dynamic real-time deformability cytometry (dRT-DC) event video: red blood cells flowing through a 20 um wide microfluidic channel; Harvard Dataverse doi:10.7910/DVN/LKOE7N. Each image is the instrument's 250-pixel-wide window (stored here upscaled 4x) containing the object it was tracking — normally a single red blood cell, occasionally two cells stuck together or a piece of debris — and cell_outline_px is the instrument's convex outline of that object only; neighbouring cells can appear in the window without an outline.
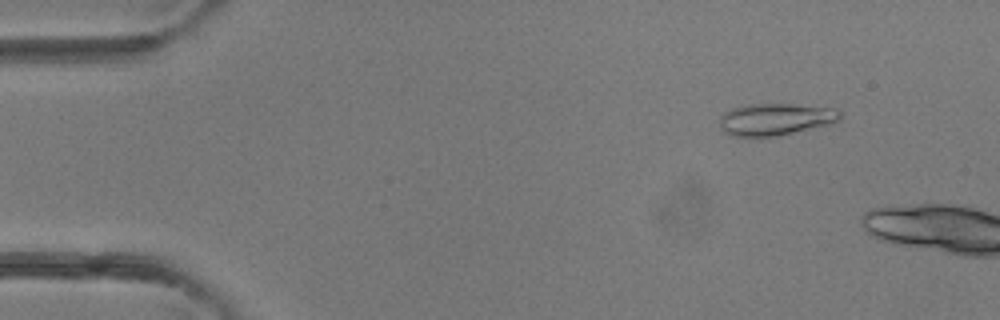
{"species": "common noctule bat (a hibernating species)", "species_latin": "Nyctalus noctula", "temperature_condition": "room temperature", "stored_images_in_passage": 3, "camera_frame_rate_fps": 3000, "um_per_image_px": 0.085, "animal": {"sex": "female"}, "frame": {"image": 1, "passage_image": 2, "time_ms": 1.0, "image_size_px": [1000, 320], "cell_outline_px": [[840, 120], [828, 124], [776, 136], [732, 136], [724, 132], [720, 128], [720, 116], [724, 112], [732, 108], [748, 104], [792, 104], [832, 108], [840, 112]], "centroid_in_image_um": [65.86, 10.13], "position_along_channel_um": 19.1, "area_um2": 22.2}}